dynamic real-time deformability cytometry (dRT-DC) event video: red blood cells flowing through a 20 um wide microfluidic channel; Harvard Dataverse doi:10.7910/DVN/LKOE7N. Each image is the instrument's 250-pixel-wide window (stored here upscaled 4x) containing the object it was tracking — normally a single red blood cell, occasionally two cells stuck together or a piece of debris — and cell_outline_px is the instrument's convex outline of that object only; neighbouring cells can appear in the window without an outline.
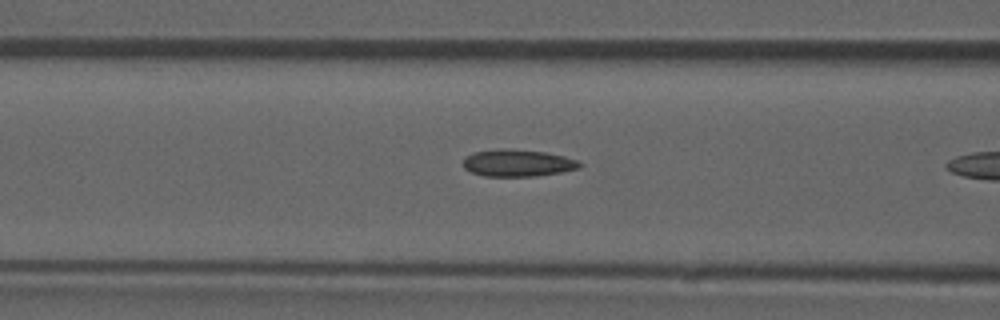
{"species": "common noctule bat (a hibernating species)", "species_latin": "Nyctalus noctula", "temperature_condition": "room temperature", "stored_images_in_passage": 8, "camera_frame_rate_fps": 3000, "um_per_image_px": 0.085, "animal": {"sex": "male", "forearm_length_mm": 52.5}, "frame": {"image": 1, "passage_image": 7, "time_ms": 2.0, "image_size_px": [1000, 320], "cell_outline_px": [[584, 164], [580, 168], [564, 172], [536, 176], [484, 176], [472, 172], [464, 168], [464, 156], [472, 152], [504, 148], [544, 152], [564, 156], [580, 160]], "centroid_in_image_um": [44.05, 13.85], "position_along_channel_um": 122.6, "area_um2": 18.55}}